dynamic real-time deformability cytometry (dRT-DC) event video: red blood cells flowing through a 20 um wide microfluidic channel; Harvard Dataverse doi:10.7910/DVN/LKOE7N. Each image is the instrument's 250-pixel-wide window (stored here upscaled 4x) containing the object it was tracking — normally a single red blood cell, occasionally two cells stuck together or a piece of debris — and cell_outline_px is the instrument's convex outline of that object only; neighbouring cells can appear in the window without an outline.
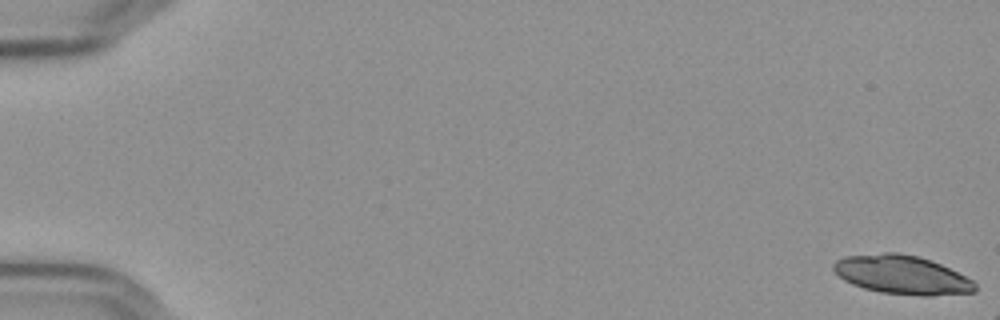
{"species": "Egyptian fruit bat (a non-hibernating species)", "species_latin": "Rousettus aegyptiacus", "temperature_condition": "cold", "stored_images_in_passage": 15, "camera_frame_rate_fps": 3000, "um_per_image_px": 0.085, "frame": {"image": 1, "passage_image": 1, "time_ms": 0.0, "image_size_px": [1000, 320], "cell_outline_px": [[976, 292], [932, 296], [924, 296], [880, 292], [864, 288], [852, 284], [844, 280], [832, 268], [832, 264], [836, 260], [844, 256], [884, 252], [900, 252], [932, 260], [972, 280], [976, 284]], "centroid_in_image_um": [76.65, 23.35], "position_along_channel_um": 8.3, "area_um2": 32.02}}